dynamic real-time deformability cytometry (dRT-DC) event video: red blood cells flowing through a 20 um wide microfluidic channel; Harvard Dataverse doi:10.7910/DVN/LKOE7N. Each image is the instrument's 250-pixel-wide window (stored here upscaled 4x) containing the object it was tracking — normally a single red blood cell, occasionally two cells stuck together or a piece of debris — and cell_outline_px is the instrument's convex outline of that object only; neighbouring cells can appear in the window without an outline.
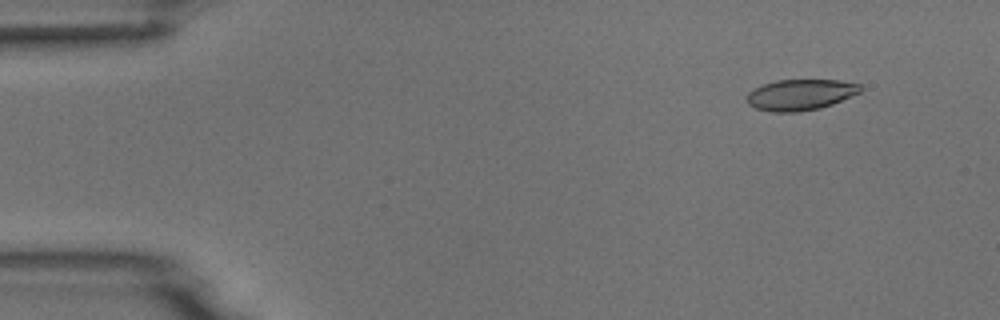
{"species": "common noctule bat (a hibernating species)", "species_latin": "Nyctalus noctula", "temperature_condition": "room temperature", "stored_images_in_passage": 4, "camera_frame_rate_fps": 3000, "um_per_image_px": 0.085, "animal": {"sex": "male", "body_mass_g": 18.8}, "frame": {"image": 1, "passage_image": 2, "time_ms": 1.333, "image_size_px": [1000, 320], "cell_outline_px": [[864, 88], [860, 92], [832, 104], [820, 108], [796, 112], [772, 112], [756, 108], [748, 104], [748, 92], [752, 88], [776, 80], [840, 80], [860, 84]], "centroid_in_image_um": [68.04, 8.04], "position_along_channel_um": 17.0, "area_um2": 20.46}}